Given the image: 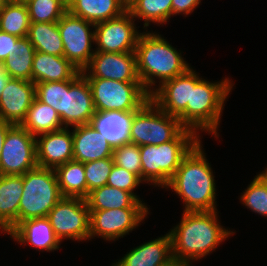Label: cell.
Segmentation results:
<instances>
[{
  "label": "cell",
  "mask_w": 267,
  "mask_h": 266,
  "mask_svg": "<svg viewBox=\"0 0 267 266\" xmlns=\"http://www.w3.org/2000/svg\"><path fill=\"white\" fill-rule=\"evenodd\" d=\"M89 192L106 185L110 172L114 166L113 157L83 163Z\"/></svg>",
  "instance_id": "37"
},
{
  "label": "cell",
  "mask_w": 267,
  "mask_h": 266,
  "mask_svg": "<svg viewBox=\"0 0 267 266\" xmlns=\"http://www.w3.org/2000/svg\"><path fill=\"white\" fill-rule=\"evenodd\" d=\"M81 74L85 78L141 82L137 72L135 52H95Z\"/></svg>",
  "instance_id": "15"
},
{
  "label": "cell",
  "mask_w": 267,
  "mask_h": 266,
  "mask_svg": "<svg viewBox=\"0 0 267 266\" xmlns=\"http://www.w3.org/2000/svg\"><path fill=\"white\" fill-rule=\"evenodd\" d=\"M260 174H261V175L264 177V179L267 181V168H265L264 171H262Z\"/></svg>",
  "instance_id": "45"
},
{
  "label": "cell",
  "mask_w": 267,
  "mask_h": 266,
  "mask_svg": "<svg viewBox=\"0 0 267 266\" xmlns=\"http://www.w3.org/2000/svg\"><path fill=\"white\" fill-rule=\"evenodd\" d=\"M27 37L35 51L64 56V47L58 29V22H31Z\"/></svg>",
  "instance_id": "28"
},
{
  "label": "cell",
  "mask_w": 267,
  "mask_h": 266,
  "mask_svg": "<svg viewBox=\"0 0 267 266\" xmlns=\"http://www.w3.org/2000/svg\"><path fill=\"white\" fill-rule=\"evenodd\" d=\"M184 129L177 117L162 111L150 99L133 112L128 142L138 146H157L174 140Z\"/></svg>",
  "instance_id": "7"
},
{
  "label": "cell",
  "mask_w": 267,
  "mask_h": 266,
  "mask_svg": "<svg viewBox=\"0 0 267 266\" xmlns=\"http://www.w3.org/2000/svg\"><path fill=\"white\" fill-rule=\"evenodd\" d=\"M8 235L21 245L29 243L32 248L40 251L59 250L61 243L55 235L47 216L19 222Z\"/></svg>",
  "instance_id": "19"
},
{
  "label": "cell",
  "mask_w": 267,
  "mask_h": 266,
  "mask_svg": "<svg viewBox=\"0 0 267 266\" xmlns=\"http://www.w3.org/2000/svg\"><path fill=\"white\" fill-rule=\"evenodd\" d=\"M57 182L63 197H87V182L84 165L81 162L69 161L54 169Z\"/></svg>",
  "instance_id": "29"
},
{
  "label": "cell",
  "mask_w": 267,
  "mask_h": 266,
  "mask_svg": "<svg viewBox=\"0 0 267 266\" xmlns=\"http://www.w3.org/2000/svg\"><path fill=\"white\" fill-rule=\"evenodd\" d=\"M28 8L24 1H10L0 11V30L19 38L28 35L30 27Z\"/></svg>",
  "instance_id": "32"
},
{
  "label": "cell",
  "mask_w": 267,
  "mask_h": 266,
  "mask_svg": "<svg viewBox=\"0 0 267 266\" xmlns=\"http://www.w3.org/2000/svg\"><path fill=\"white\" fill-rule=\"evenodd\" d=\"M92 27V28H91ZM91 28V29H90ZM95 24L67 11L58 21V29L64 47V57L80 72L90 63L95 50Z\"/></svg>",
  "instance_id": "10"
},
{
  "label": "cell",
  "mask_w": 267,
  "mask_h": 266,
  "mask_svg": "<svg viewBox=\"0 0 267 266\" xmlns=\"http://www.w3.org/2000/svg\"><path fill=\"white\" fill-rule=\"evenodd\" d=\"M133 112H96L92 125L112 148L128 142Z\"/></svg>",
  "instance_id": "25"
},
{
  "label": "cell",
  "mask_w": 267,
  "mask_h": 266,
  "mask_svg": "<svg viewBox=\"0 0 267 266\" xmlns=\"http://www.w3.org/2000/svg\"><path fill=\"white\" fill-rule=\"evenodd\" d=\"M234 83L229 78L209 82L201 79L191 87V130L199 135V130L219 137L217 129L224 109V102Z\"/></svg>",
  "instance_id": "5"
},
{
  "label": "cell",
  "mask_w": 267,
  "mask_h": 266,
  "mask_svg": "<svg viewBox=\"0 0 267 266\" xmlns=\"http://www.w3.org/2000/svg\"><path fill=\"white\" fill-rule=\"evenodd\" d=\"M114 164L135 174L142 181V166L139 146L124 143L113 148Z\"/></svg>",
  "instance_id": "35"
},
{
  "label": "cell",
  "mask_w": 267,
  "mask_h": 266,
  "mask_svg": "<svg viewBox=\"0 0 267 266\" xmlns=\"http://www.w3.org/2000/svg\"><path fill=\"white\" fill-rule=\"evenodd\" d=\"M68 11L94 24L114 19L127 11L122 0H68Z\"/></svg>",
  "instance_id": "24"
},
{
  "label": "cell",
  "mask_w": 267,
  "mask_h": 266,
  "mask_svg": "<svg viewBox=\"0 0 267 266\" xmlns=\"http://www.w3.org/2000/svg\"><path fill=\"white\" fill-rule=\"evenodd\" d=\"M212 168L199 141L183 158L165 188L180 196L183 212L216 211V187Z\"/></svg>",
  "instance_id": "2"
},
{
  "label": "cell",
  "mask_w": 267,
  "mask_h": 266,
  "mask_svg": "<svg viewBox=\"0 0 267 266\" xmlns=\"http://www.w3.org/2000/svg\"><path fill=\"white\" fill-rule=\"evenodd\" d=\"M37 164L55 169L73 160V137L68 127L36 137Z\"/></svg>",
  "instance_id": "18"
},
{
  "label": "cell",
  "mask_w": 267,
  "mask_h": 266,
  "mask_svg": "<svg viewBox=\"0 0 267 266\" xmlns=\"http://www.w3.org/2000/svg\"><path fill=\"white\" fill-rule=\"evenodd\" d=\"M12 126V123L0 121V157L7 132Z\"/></svg>",
  "instance_id": "41"
},
{
  "label": "cell",
  "mask_w": 267,
  "mask_h": 266,
  "mask_svg": "<svg viewBox=\"0 0 267 266\" xmlns=\"http://www.w3.org/2000/svg\"><path fill=\"white\" fill-rule=\"evenodd\" d=\"M19 222L46 217L63 197L54 169L35 167L23 174Z\"/></svg>",
  "instance_id": "6"
},
{
  "label": "cell",
  "mask_w": 267,
  "mask_h": 266,
  "mask_svg": "<svg viewBox=\"0 0 267 266\" xmlns=\"http://www.w3.org/2000/svg\"><path fill=\"white\" fill-rule=\"evenodd\" d=\"M164 266H190V264L180 262L178 260L172 259L169 263Z\"/></svg>",
  "instance_id": "43"
},
{
  "label": "cell",
  "mask_w": 267,
  "mask_h": 266,
  "mask_svg": "<svg viewBox=\"0 0 267 266\" xmlns=\"http://www.w3.org/2000/svg\"><path fill=\"white\" fill-rule=\"evenodd\" d=\"M172 259L171 235L168 232L133 248L112 266H164Z\"/></svg>",
  "instance_id": "21"
},
{
  "label": "cell",
  "mask_w": 267,
  "mask_h": 266,
  "mask_svg": "<svg viewBox=\"0 0 267 266\" xmlns=\"http://www.w3.org/2000/svg\"><path fill=\"white\" fill-rule=\"evenodd\" d=\"M92 92L96 112H136L150 94L141 82H122L102 78H86Z\"/></svg>",
  "instance_id": "8"
},
{
  "label": "cell",
  "mask_w": 267,
  "mask_h": 266,
  "mask_svg": "<svg viewBox=\"0 0 267 266\" xmlns=\"http://www.w3.org/2000/svg\"><path fill=\"white\" fill-rule=\"evenodd\" d=\"M198 134L184 129L174 140L160 145L139 146L142 182L165 187L179 168L183 158L200 141Z\"/></svg>",
  "instance_id": "4"
},
{
  "label": "cell",
  "mask_w": 267,
  "mask_h": 266,
  "mask_svg": "<svg viewBox=\"0 0 267 266\" xmlns=\"http://www.w3.org/2000/svg\"><path fill=\"white\" fill-rule=\"evenodd\" d=\"M127 11L135 19H143L145 29L150 22L163 25L172 16V0H133L127 5Z\"/></svg>",
  "instance_id": "31"
},
{
  "label": "cell",
  "mask_w": 267,
  "mask_h": 266,
  "mask_svg": "<svg viewBox=\"0 0 267 266\" xmlns=\"http://www.w3.org/2000/svg\"><path fill=\"white\" fill-rule=\"evenodd\" d=\"M37 166L36 137L20 125H13L3 144L0 175H23Z\"/></svg>",
  "instance_id": "12"
},
{
  "label": "cell",
  "mask_w": 267,
  "mask_h": 266,
  "mask_svg": "<svg viewBox=\"0 0 267 266\" xmlns=\"http://www.w3.org/2000/svg\"><path fill=\"white\" fill-rule=\"evenodd\" d=\"M47 217L60 241L90 240V212L85 199L62 197Z\"/></svg>",
  "instance_id": "11"
},
{
  "label": "cell",
  "mask_w": 267,
  "mask_h": 266,
  "mask_svg": "<svg viewBox=\"0 0 267 266\" xmlns=\"http://www.w3.org/2000/svg\"><path fill=\"white\" fill-rule=\"evenodd\" d=\"M143 183L135 174L114 164L106 185L130 192L137 200H141L133 191Z\"/></svg>",
  "instance_id": "38"
},
{
  "label": "cell",
  "mask_w": 267,
  "mask_h": 266,
  "mask_svg": "<svg viewBox=\"0 0 267 266\" xmlns=\"http://www.w3.org/2000/svg\"><path fill=\"white\" fill-rule=\"evenodd\" d=\"M10 2V0H0V11Z\"/></svg>",
  "instance_id": "44"
},
{
  "label": "cell",
  "mask_w": 267,
  "mask_h": 266,
  "mask_svg": "<svg viewBox=\"0 0 267 266\" xmlns=\"http://www.w3.org/2000/svg\"><path fill=\"white\" fill-rule=\"evenodd\" d=\"M0 231H1V233L3 234V232H5V234L7 233V234H9L8 233V231L0 224Z\"/></svg>",
  "instance_id": "46"
},
{
  "label": "cell",
  "mask_w": 267,
  "mask_h": 266,
  "mask_svg": "<svg viewBox=\"0 0 267 266\" xmlns=\"http://www.w3.org/2000/svg\"><path fill=\"white\" fill-rule=\"evenodd\" d=\"M35 97L32 81L10 78L0 95V121L20 125Z\"/></svg>",
  "instance_id": "17"
},
{
  "label": "cell",
  "mask_w": 267,
  "mask_h": 266,
  "mask_svg": "<svg viewBox=\"0 0 267 266\" xmlns=\"http://www.w3.org/2000/svg\"><path fill=\"white\" fill-rule=\"evenodd\" d=\"M81 72L64 56L36 51L32 65V82H60L73 80Z\"/></svg>",
  "instance_id": "22"
},
{
  "label": "cell",
  "mask_w": 267,
  "mask_h": 266,
  "mask_svg": "<svg viewBox=\"0 0 267 266\" xmlns=\"http://www.w3.org/2000/svg\"><path fill=\"white\" fill-rule=\"evenodd\" d=\"M63 90H68V80L35 84L36 98L54 108L62 122Z\"/></svg>",
  "instance_id": "36"
},
{
  "label": "cell",
  "mask_w": 267,
  "mask_h": 266,
  "mask_svg": "<svg viewBox=\"0 0 267 266\" xmlns=\"http://www.w3.org/2000/svg\"><path fill=\"white\" fill-rule=\"evenodd\" d=\"M217 212H183L180 223L169 231L173 259L192 264V260L209 255L235 233L220 225Z\"/></svg>",
  "instance_id": "1"
},
{
  "label": "cell",
  "mask_w": 267,
  "mask_h": 266,
  "mask_svg": "<svg viewBox=\"0 0 267 266\" xmlns=\"http://www.w3.org/2000/svg\"><path fill=\"white\" fill-rule=\"evenodd\" d=\"M23 175H0V224L8 233L19 223Z\"/></svg>",
  "instance_id": "23"
},
{
  "label": "cell",
  "mask_w": 267,
  "mask_h": 266,
  "mask_svg": "<svg viewBox=\"0 0 267 266\" xmlns=\"http://www.w3.org/2000/svg\"><path fill=\"white\" fill-rule=\"evenodd\" d=\"M94 31V44L97 46L95 52L110 53L135 52L141 34L128 11L117 18L96 23Z\"/></svg>",
  "instance_id": "13"
},
{
  "label": "cell",
  "mask_w": 267,
  "mask_h": 266,
  "mask_svg": "<svg viewBox=\"0 0 267 266\" xmlns=\"http://www.w3.org/2000/svg\"><path fill=\"white\" fill-rule=\"evenodd\" d=\"M11 56L1 64L10 78L32 81V65L35 48L28 37L19 38Z\"/></svg>",
  "instance_id": "30"
},
{
  "label": "cell",
  "mask_w": 267,
  "mask_h": 266,
  "mask_svg": "<svg viewBox=\"0 0 267 266\" xmlns=\"http://www.w3.org/2000/svg\"><path fill=\"white\" fill-rule=\"evenodd\" d=\"M89 211L121 208H148L130 192L104 185L88 193L85 198Z\"/></svg>",
  "instance_id": "26"
},
{
  "label": "cell",
  "mask_w": 267,
  "mask_h": 266,
  "mask_svg": "<svg viewBox=\"0 0 267 266\" xmlns=\"http://www.w3.org/2000/svg\"><path fill=\"white\" fill-rule=\"evenodd\" d=\"M20 126L35 137L64 127L56 110L36 97Z\"/></svg>",
  "instance_id": "27"
},
{
  "label": "cell",
  "mask_w": 267,
  "mask_h": 266,
  "mask_svg": "<svg viewBox=\"0 0 267 266\" xmlns=\"http://www.w3.org/2000/svg\"><path fill=\"white\" fill-rule=\"evenodd\" d=\"M200 3L201 0H172V16L191 14Z\"/></svg>",
  "instance_id": "40"
},
{
  "label": "cell",
  "mask_w": 267,
  "mask_h": 266,
  "mask_svg": "<svg viewBox=\"0 0 267 266\" xmlns=\"http://www.w3.org/2000/svg\"><path fill=\"white\" fill-rule=\"evenodd\" d=\"M240 201L251 211L267 217V181L257 174L240 197Z\"/></svg>",
  "instance_id": "34"
},
{
  "label": "cell",
  "mask_w": 267,
  "mask_h": 266,
  "mask_svg": "<svg viewBox=\"0 0 267 266\" xmlns=\"http://www.w3.org/2000/svg\"><path fill=\"white\" fill-rule=\"evenodd\" d=\"M137 72L144 89L151 94L155 88V79L159 85L184 74L189 68V64L166 39L161 35L142 32L138 38L135 48ZM153 89V90H152Z\"/></svg>",
  "instance_id": "3"
},
{
  "label": "cell",
  "mask_w": 267,
  "mask_h": 266,
  "mask_svg": "<svg viewBox=\"0 0 267 266\" xmlns=\"http://www.w3.org/2000/svg\"><path fill=\"white\" fill-rule=\"evenodd\" d=\"M95 113L90 85L80 73L68 80V90H63L62 124L64 127L90 124Z\"/></svg>",
  "instance_id": "16"
},
{
  "label": "cell",
  "mask_w": 267,
  "mask_h": 266,
  "mask_svg": "<svg viewBox=\"0 0 267 266\" xmlns=\"http://www.w3.org/2000/svg\"><path fill=\"white\" fill-rule=\"evenodd\" d=\"M19 37L10 35L0 30V64H2L7 56L13 54L15 43Z\"/></svg>",
  "instance_id": "39"
},
{
  "label": "cell",
  "mask_w": 267,
  "mask_h": 266,
  "mask_svg": "<svg viewBox=\"0 0 267 266\" xmlns=\"http://www.w3.org/2000/svg\"><path fill=\"white\" fill-rule=\"evenodd\" d=\"M9 79H10V76L5 72L3 66L0 64V95L2 91L4 90Z\"/></svg>",
  "instance_id": "42"
},
{
  "label": "cell",
  "mask_w": 267,
  "mask_h": 266,
  "mask_svg": "<svg viewBox=\"0 0 267 266\" xmlns=\"http://www.w3.org/2000/svg\"><path fill=\"white\" fill-rule=\"evenodd\" d=\"M30 22H58L68 11L67 0H25Z\"/></svg>",
  "instance_id": "33"
},
{
  "label": "cell",
  "mask_w": 267,
  "mask_h": 266,
  "mask_svg": "<svg viewBox=\"0 0 267 266\" xmlns=\"http://www.w3.org/2000/svg\"><path fill=\"white\" fill-rule=\"evenodd\" d=\"M149 208H121L90 212V239L115 241L129 234L149 214Z\"/></svg>",
  "instance_id": "14"
},
{
  "label": "cell",
  "mask_w": 267,
  "mask_h": 266,
  "mask_svg": "<svg viewBox=\"0 0 267 266\" xmlns=\"http://www.w3.org/2000/svg\"><path fill=\"white\" fill-rule=\"evenodd\" d=\"M193 68L159 85L150 99L164 112L177 117L182 125L191 130V87L202 79Z\"/></svg>",
  "instance_id": "9"
},
{
  "label": "cell",
  "mask_w": 267,
  "mask_h": 266,
  "mask_svg": "<svg viewBox=\"0 0 267 266\" xmlns=\"http://www.w3.org/2000/svg\"><path fill=\"white\" fill-rule=\"evenodd\" d=\"M126 5H128L130 2H132L133 0H122Z\"/></svg>",
  "instance_id": "47"
},
{
  "label": "cell",
  "mask_w": 267,
  "mask_h": 266,
  "mask_svg": "<svg viewBox=\"0 0 267 266\" xmlns=\"http://www.w3.org/2000/svg\"><path fill=\"white\" fill-rule=\"evenodd\" d=\"M71 131L74 161L86 163L112 157L113 148L103 140L92 123L74 126Z\"/></svg>",
  "instance_id": "20"
}]
</instances>
